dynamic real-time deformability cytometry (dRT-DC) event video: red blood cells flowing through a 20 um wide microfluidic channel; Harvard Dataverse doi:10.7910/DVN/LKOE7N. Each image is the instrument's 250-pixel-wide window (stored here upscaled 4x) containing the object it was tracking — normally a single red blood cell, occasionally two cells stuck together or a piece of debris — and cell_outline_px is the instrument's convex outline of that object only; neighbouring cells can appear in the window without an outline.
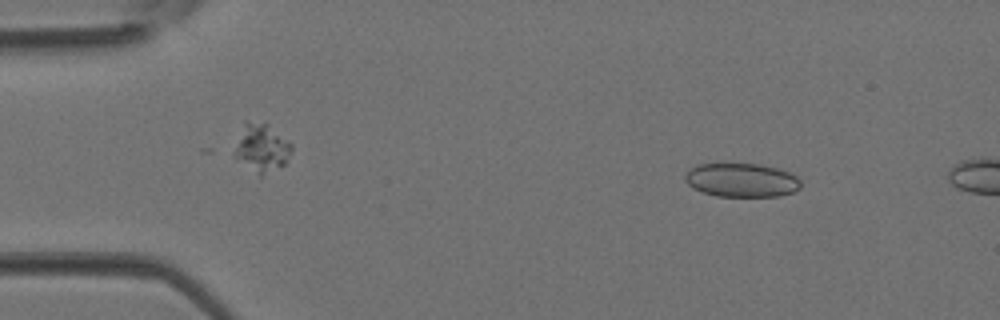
{"species": "Egyptian fruit bat (a non-hibernating species)", "species_latin": "Rousettus aegyptiacus", "temperature_condition": "room temperature", "stored_images_in_passage": 3, "camera_frame_rate_fps": 3000, "um_per_image_px": 0.085, "animal": {"sex": "female"}, "frame": {"image": 1, "passage_image": 2, "time_ms": 0.333, "image_size_px": [1000, 320], "cell_outline_px": [[800, 188], [792, 192], [780, 196], [716, 196], [692, 188], [684, 180], [684, 176], [696, 164], [716, 160], [760, 164], [776, 168], [788, 172], [796, 176], [800, 180]], "centroid_in_image_um": [62.97, 15.25], "position_along_channel_um": 22.0, "area_um2": 23.58}}